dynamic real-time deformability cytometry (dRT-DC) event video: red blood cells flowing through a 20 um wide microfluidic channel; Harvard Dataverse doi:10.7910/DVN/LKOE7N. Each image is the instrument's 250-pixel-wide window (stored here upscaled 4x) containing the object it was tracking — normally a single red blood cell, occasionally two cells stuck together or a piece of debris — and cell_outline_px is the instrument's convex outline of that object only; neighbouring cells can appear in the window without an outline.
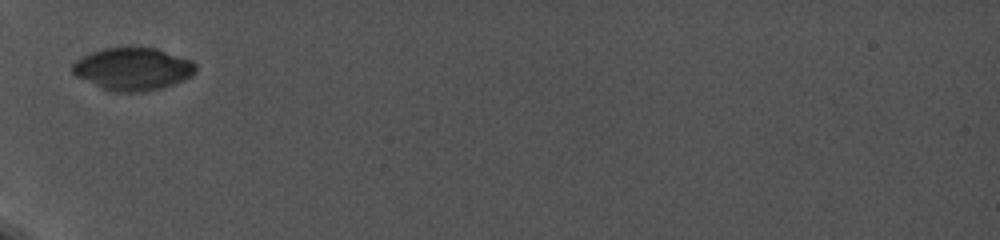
{"species": "common noctule bat (a hibernating species)", "species_latin": "Nyctalus noctula", "temperature_condition": "cold", "stored_images_in_passage": 25, "camera_frame_rate_fps": 5000, "um_per_image_px": 0.085, "animal": {"sex": "female", "body_mass_g": 19.0, "forearm_length_mm": 56.7}, "frame": {"image": 1, "passage_image": 1, "time_ms": 0.0, "image_size_px": [1000, 240], "cell_outline_px": [[196, 72], [192, 76], [184, 80], [160, 88], [144, 92], [112, 92], [100, 88], [76, 76], [72, 72], [72, 64], [76, 60], [92, 52], [104, 48], [156, 48], [192, 60], [196, 64]], "centroid_in_image_um": [11.3, 5.88], "position_along_channel_um": 73.7, "area_um2": 30.58}}